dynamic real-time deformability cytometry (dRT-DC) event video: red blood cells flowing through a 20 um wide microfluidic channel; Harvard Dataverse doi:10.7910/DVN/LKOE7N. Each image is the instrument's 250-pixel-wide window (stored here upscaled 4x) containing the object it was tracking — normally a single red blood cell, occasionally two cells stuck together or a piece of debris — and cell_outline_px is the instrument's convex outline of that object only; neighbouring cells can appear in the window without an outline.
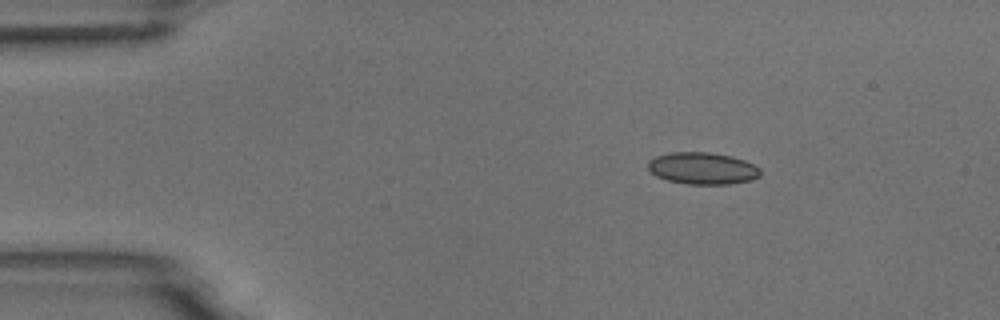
{"species": "common noctule bat (a hibernating species)", "species_latin": "Nyctalus noctula", "temperature_condition": "room temperature", "stored_images_in_passage": 4, "camera_frame_rate_fps": 3000, "um_per_image_px": 0.085, "animal": {"sex": "male", "body_mass_g": 18.8}, "frame": {"image": 1, "passage_image": 1, "time_ms": 0.0, "image_size_px": [1000, 320], "cell_outline_px": [[760, 176], [752, 180], [728, 184], [688, 184], [668, 180], [656, 176], [648, 172], [648, 160], [656, 156], [672, 152], [708, 152], [732, 156], [744, 160], [760, 168]], "centroid_in_image_um": [59.69, 14.31], "position_along_channel_um": 25.3, "area_um2": 20.98}}